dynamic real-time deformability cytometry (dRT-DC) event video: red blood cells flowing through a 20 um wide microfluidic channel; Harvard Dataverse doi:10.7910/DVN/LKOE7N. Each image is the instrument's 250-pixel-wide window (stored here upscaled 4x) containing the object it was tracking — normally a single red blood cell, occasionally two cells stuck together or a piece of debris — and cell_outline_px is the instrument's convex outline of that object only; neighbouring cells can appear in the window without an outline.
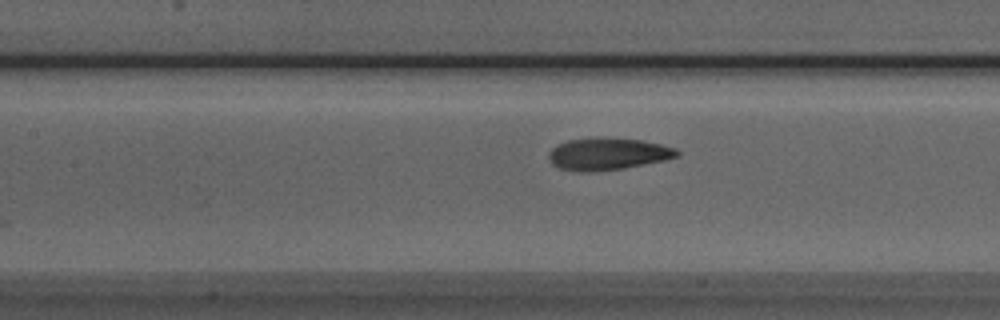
{"species": "Egyptian fruit bat (a non-hibernating species)", "species_latin": "Rousettus aegyptiacus", "temperature_condition": "room temperature", "stored_images_in_passage": 14, "camera_frame_rate_fps": 3000, "um_per_image_px": 0.085, "animal": {"sex": "male"}, "frame": {"image": 1, "passage_image": 11, "time_ms": 3.333, "image_size_px": [1000, 320], "cell_outline_px": [[680, 156], [664, 160], [624, 168], [592, 172], [576, 172], [560, 168], [552, 164], [548, 160], [548, 152], [556, 144], [568, 140], [640, 140], [660, 144], [676, 148], [680, 152]], "centroid_in_image_um": [51.64, 13.13], "position_along_channel_um": 155.8, "area_um2": 23.35}}